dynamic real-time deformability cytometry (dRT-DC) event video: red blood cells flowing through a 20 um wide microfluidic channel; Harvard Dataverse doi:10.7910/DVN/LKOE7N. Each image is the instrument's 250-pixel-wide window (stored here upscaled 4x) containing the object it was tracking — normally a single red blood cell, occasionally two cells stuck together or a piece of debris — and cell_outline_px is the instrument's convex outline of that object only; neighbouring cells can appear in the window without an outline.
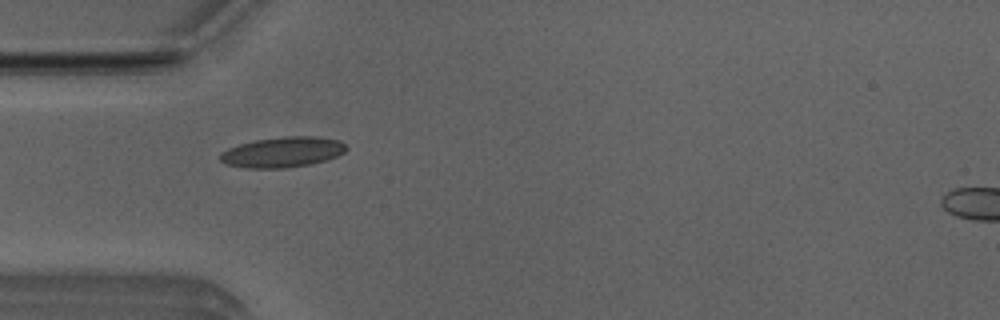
{"species": "Egyptian fruit bat (a non-hibernating species)", "species_latin": "Rousettus aegyptiacus", "temperature_condition": "room temperature", "stored_images_in_passage": 2, "camera_frame_rate_fps": 3000, "um_per_image_px": 0.085, "animal": {"sex": "male"}, "frame": {"image": 1, "passage_image": 2, "time_ms": 0.333, "image_size_px": [1000, 320], "cell_outline_px": [[348, 148], [344, 152], [336, 156], [324, 160], [308, 164], [284, 168], [244, 168], [228, 164], [220, 160], [220, 152], [228, 148], [240, 144], [256, 140], [284, 136], [316, 136], [340, 140]], "centroid_in_image_um": [24.01, 12.92], "position_along_channel_um": 61.0, "area_um2": 22.2}}